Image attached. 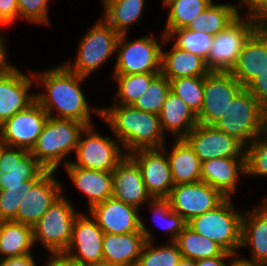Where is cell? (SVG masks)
I'll return each mask as SVG.
<instances>
[{"mask_svg": "<svg viewBox=\"0 0 267 266\" xmlns=\"http://www.w3.org/2000/svg\"><path fill=\"white\" fill-rule=\"evenodd\" d=\"M159 118L163 131L164 128L170 130L176 139H183L198 124L197 114L172 91L167 95Z\"/></svg>", "mask_w": 267, "mask_h": 266, "instance_id": "27", "label": "cell"}, {"mask_svg": "<svg viewBox=\"0 0 267 266\" xmlns=\"http://www.w3.org/2000/svg\"><path fill=\"white\" fill-rule=\"evenodd\" d=\"M261 205L263 208L258 206L248 218L242 215L241 246L252 247L253 258L247 261L267 265V205Z\"/></svg>", "mask_w": 267, "mask_h": 266, "instance_id": "25", "label": "cell"}, {"mask_svg": "<svg viewBox=\"0 0 267 266\" xmlns=\"http://www.w3.org/2000/svg\"><path fill=\"white\" fill-rule=\"evenodd\" d=\"M86 266H124V265L113 264V263L107 262L105 260H101V261H97L95 263L87 264Z\"/></svg>", "mask_w": 267, "mask_h": 266, "instance_id": "53", "label": "cell"}, {"mask_svg": "<svg viewBox=\"0 0 267 266\" xmlns=\"http://www.w3.org/2000/svg\"><path fill=\"white\" fill-rule=\"evenodd\" d=\"M31 81L13 66L0 71V125L36 101V96L28 93Z\"/></svg>", "mask_w": 267, "mask_h": 266, "instance_id": "18", "label": "cell"}, {"mask_svg": "<svg viewBox=\"0 0 267 266\" xmlns=\"http://www.w3.org/2000/svg\"><path fill=\"white\" fill-rule=\"evenodd\" d=\"M263 203H265L267 205V199L266 198L264 199V202Z\"/></svg>", "mask_w": 267, "mask_h": 266, "instance_id": "58", "label": "cell"}, {"mask_svg": "<svg viewBox=\"0 0 267 266\" xmlns=\"http://www.w3.org/2000/svg\"><path fill=\"white\" fill-rule=\"evenodd\" d=\"M47 171L29 152L13 169L0 170V190H7V186L25 185V181L31 179H40Z\"/></svg>", "mask_w": 267, "mask_h": 266, "instance_id": "34", "label": "cell"}, {"mask_svg": "<svg viewBox=\"0 0 267 266\" xmlns=\"http://www.w3.org/2000/svg\"><path fill=\"white\" fill-rule=\"evenodd\" d=\"M39 75L47 94L36 95V101L49 117L73 119L86 126L91 125L90 108L79 85L85 76L72 72L65 65ZM54 106L59 111L58 116L51 115Z\"/></svg>", "mask_w": 267, "mask_h": 266, "instance_id": "1", "label": "cell"}, {"mask_svg": "<svg viewBox=\"0 0 267 266\" xmlns=\"http://www.w3.org/2000/svg\"><path fill=\"white\" fill-rule=\"evenodd\" d=\"M263 132L264 134L265 133L267 134V119H264V122H263Z\"/></svg>", "mask_w": 267, "mask_h": 266, "instance_id": "55", "label": "cell"}, {"mask_svg": "<svg viewBox=\"0 0 267 266\" xmlns=\"http://www.w3.org/2000/svg\"><path fill=\"white\" fill-rule=\"evenodd\" d=\"M210 72L203 58L173 46L170 53H163L161 73L170 81L181 77H204Z\"/></svg>", "mask_w": 267, "mask_h": 266, "instance_id": "26", "label": "cell"}, {"mask_svg": "<svg viewBox=\"0 0 267 266\" xmlns=\"http://www.w3.org/2000/svg\"><path fill=\"white\" fill-rule=\"evenodd\" d=\"M243 86L230 72L210 71L204 76L203 105L198 124L213 125L227 114L230 102Z\"/></svg>", "mask_w": 267, "mask_h": 266, "instance_id": "10", "label": "cell"}, {"mask_svg": "<svg viewBox=\"0 0 267 266\" xmlns=\"http://www.w3.org/2000/svg\"><path fill=\"white\" fill-rule=\"evenodd\" d=\"M47 171L22 199L16 218L13 220L34 227L48 208L62 195V186L52 173Z\"/></svg>", "mask_w": 267, "mask_h": 266, "instance_id": "17", "label": "cell"}, {"mask_svg": "<svg viewBox=\"0 0 267 266\" xmlns=\"http://www.w3.org/2000/svg\"><path fill=\"white\" fill-rule=\"evenodd\" d=\"M171 91L198 114L203 105L204 77H181L170 80Z\"/></svg>", "mask_w": 267, "mask_h": 266, "instance_id": "38", "label": "cell"}, {"mask_svg": "<svg viewBox=\"0 0 267 266\" xmlns=\"http://www.w3.org/2000/svg\"><path fill=\"white\" fill-rule=\"evenodd\" d=\"M32 245L33 227L13 220L0 221V255L9 258L28 254Z\"/></svg>", "mask_w": 267, "mask_h": 266, "instance_id": "29", "label": "cell"}, {"mask_svg": "<svg viewBox=\"0 0 267 266\" xmlns=\"http://www.w3.org/2000/svg\"><path fill=\"white\" fill-rule=\"evenodd\" d=\"M65 165L75 185L88 196L89 209L112 197V172L76 167L70 162Z\"/></svg>", "mask_w": 267, "mask_h": 266, "instance_id": "24", "label": "cell"}, {"mask_svg": "<svg viewBox=\"0 0 267 266\" xmlns=\"http://www.w3.org/2000/svg\"><path fill=\"white\" fill-rule=\"evenodd\" d=\"M138 209L111 197L92 206L89 212L104 233L122 235L142 232Z\"/></svg>", "mask_w": 267, "mask_h": 266, "instance_id": "16", "label": "cell"}, {"mask_svg": "<svg viewBox=\"0 0 267 266\" xmlns=\"http://www.w3.org/2000/svg\"><path fill=\"white\" fill-rule=\"evenodd\" d=\"M170 208L186 222L220 205L226 197L205 182L175 185L167 197Z\"/></svg>", "mask_w": 267, "mask_h": 266, "instance_id": "11", "label": "cell"}, {"mask_svg": "<svg viewBox=\"0 0 267 266\" xmlns=\"http://www.w3.org/2000/svg\"><path fill=\"white\" fill-rule=\"evenodd\" d=\"M62 195L33 227V240H39L50 253H62L68 248L73 224L78 214Z\"/></svg>", "mask_w": 267, "mask_h": 266, "instance_id": "6", "label": "cell"}, {"mask_svg": "<svg viewBox=\"0 0 267 266\" xmlns=\"http://www.w3.org/2000/svg\"><path fill=\"white\" fill-rule=\"evenodd\" d=\"M161 150L164 152V148L139 149L129 154L140 167L152 198H167L174 187L168 156L164 157Z\"/></svg>", "mask_w": 267, "mask_h": 266, "instance_id": "15", "label": "cell"}, {"mask_svg": "<svg viewBox=\"0 0 267 266\" xmlns=\"http://www.w3.org/2000/svg\"><path fill=\"white\" fill-rule=\"evenodd\" d=\"M125 34L117 42V63L114 75L161 73L162 49L153 37H142L125 43ZM122 45V46H121Z\"/></svg>", "mask_w": 267, "mask_h": 266, "instance_id": "9", "label": "cell"}, {"mask_svg": "<svg viewBox=\"0 0 267 266\" xmlns=\"http://www.w3.org/2000/svg\"><path fill=\"white\" fill-rule=\"evenodd\" d=\"M241 220L242 215L234 211L231 199L226 198L214 209L191 219L187 226L235 255L241 247Z\"/></svg>", "mask_w": 267, "mask_h": 266, "instance_id": "4", "label": "cell"}, {"mask_svg": "<svg viewBox=\"0 0 267 266\" xmlns=\"http://www.w3.org/2000/svg\"><path fill=\"white\" fill-rule=\"evenodd\" d=\"M142 232L127 234L104 233L103 260L124 266H136L146 241H150L152 234L141 221Z\"/></svg>", "mask_w": 267, "mask_h": 266, "instance_id": "22", "label": "cell"}, {"mask_svg": "<svg viewBox=\"0 0 267 266\" xmlns=\"http://www.w3.org/2000/svg\"><path fill=\"white\" fill-rule=\"evenodd\" d=\"M245 5H247L251 0H242Z\"/></svg>", "mask_w": 267, "mask_h": 266, "instance_id": "57", "label": "cell"}, {"mask_svg": "<svg viewBox=\"0 0 267 266\" xmlns=\"http://www.w3.org/2000/svg\"><path fill=\"white\" fill-rule=\"evenodd\" d=\"M119 36L104 20L99 21L83 36L74 66L69 63L65 66L76 74L88 77L117 50Z\"/></svg>", "mask_w": 267, "mask_h": 266, "instance_id": "8", "label": "cell"}, {"mask_svg": "<svg viewBox=\"0 0 267 266\" xmlns=\"http://www.w3.org/2000/svg\"><path fill=\"white\" fill-rule=\"evenodd\" d=\"M103 236L104 232L96 221L79 214L74 221L71 240L65 253L85 265L101 261L103 260ZM73 247L79 250V254L70 253Z\"/></svg>", "mask_w": 267, "mask_h": 266, "instance_id": "21", "label": "cell"}, {"mask_svg": "<svg viewBox=\"0 0 267 266\" xmlns=\"http://www.w3.org/2000/svg\"><path fill=\"white\" fill-rule=\"evenodd\" d=\"M258 136L245 149L246 174L267 176V137Z\"/></svg>", "mask_w": 267, "mask_h": 266, "instance_id": "41", "label": "cell"}, {"mask_svg": "<svg viewBox=\"0 0 267 266\" xmlns=\"http://www.w3.org/2000/svg\"><path fill=\"white\" fill-rule=\"evenodd\" d=\"M48 117L40 104L35 101L0 125V143L30 152Z\"/></svg>", "mask_w": 267, "mask_h": 266, "instance_id": "13", "label": "cell"}, {"mask_svg": "<svg viewBox=\"0 0 267 266\" xmlns=\"http://www.w3.org/2000/svg\"><path fill=\"white\" fill-rule=\"evenodd\" d=\"M9 148V146L0 143V170L13 169L29 153L22 148L16 150H9Z\"/></svg>", "mask_w": 267, "mask_h": 266, "instance_id": "44", "label": "cell"}, {"mask_svg": "<svg viewBox=\"0 0 267 266\" xmlns=\"http://www.w3.org/2000/svg\"><path fill=\"white\" fill-rule=\"evenodd\" d=\"M265 107L243 87L230 102L228 112L213 126L234 136L244 145L253 141L263 132ZM247 139V140H246Z\"/></svg>", "mask_w": 267, "mask_h": 266, "instance_id": "5", "label": "cell"}, {"mask_svg": "<svg viewBox=\"0 0 267 266\" xmlns=\"http://www.w3.org/2000/svg\"><path fill=\"white\" fill-rule=\"evenodd\" d=\"M38 180L31 179L25 181V185L7 186V190H0V221H12L16 218L23 197Z\"/></svg>", "mask_w": 267, "mask_h": 266, "instance_id": "40", "label": "cell"}, {"mask_svg": "<svg viewBox=\"0 0 267 266\" xmlns=\"http://www.w3.org/2000/svg\"><path fill=\"white\" fill-rule=\"evenodd\" d=\"M233 258V256H216L208 259H199L195 261V266H227L224 259Z\"/></svg>", "mask_w": 267, "mask_h": 266, "instance_id": "50", "label": "cell"}, {"mask_svg": "<svg viewBox=\"0 0 267 266\" xmlns=\"http://www.w3.org/2000/svg\"><path fill=\"white\" fill-rule=\"evenodd\" d=\"M264 119H267V107L264 109Z\"/></svg>", "mask_w": 267, "mask_h": 266, "instance_id": "56", "label": "cell"}, {"mask_svg": "<svg viewBox=\"0 0 267 266\" xmlns=\"http://www.w3.org/2000/svg\"><path fill=\"white\" fill-rule=\"evenodd\" d=\"M168 160L174 186L201 181L202 162L184 139H176Z\"/></svg>", "mask_w": 267, "mask_h": 266, "instance_id": "28", "label": "cell"}, {"mask_svg": "<svg viewBox=\"0 0 267 266\" xmlns=\"http://www.w3.org/2000/svg\"><path fill=\"white\" fill-rule=\"evenodd\" d=\"M82 134L87 136L83 139ZM115 141L109 137H101L93 131L92 125L87 126L80 134L76 147V167L88 168L98 171L113 172L116 166L127 156L122 155Z\"/></svg>", "mask_w": 267, "mask_h": 266, "instance_id": "12", "label": "cell"}, {"mask_svg": "<svg viewBox=\"0 0 267 266\" xmlns=\"http://www.w3.org/2000/svg\"><path fill=\"white\" fill-rule=\"evenodd\" d=\"M230 266H265V264L250 262V261H247L245 259L239 258L236 260L232 259Z\"/></svg>", "mask_w": 267, "mask_h": 266, "instance_id": "52", "label": "cell"}, {"mask_svg": "<svg viewBox=\"0 0 267 266\" xmlns=\"http://www.w3.org/2000/svg\"><path fill=\"white\" fill-rule=\"evenodd\" d=\"M159 73H139L131 75H114L119 82V91L116 97L119 104L133 105L148 89L152 79Z\"/></svg>", "mask_w": 267, "mask_h": 266, "instance_id": "37", "label": "cell"}, {"mask_svg": "<svg viewBox=\"0 0 267 266\" xmlns=\"http://www.w3.org/2000/svg\"><path fill=\"white\" fill-rule=\"evenodd\" d=\"M267 69V26L260 25L246 40L230 73L245 87Z\"/></svg>", "mask_w": 267, "mask_h": 266, "instance_id": "19", "label": "cell"}, {"mask_svg": "<svg viewBox=\"0 0 267 266\" xmlns=\"http://www.w3.org/2000/svg\"><path fill=\"white\" fill-rule=\"evenodd\" d=\"M175 34L178 35V38L174 46L191 52L206 61L212 47L214 39L213 35H211L210 33H200L198 31L189 30L187 28H181L171 30L166 36H163V40L167 42L168 39L175 36Z\"/></svg>", "mask_w": 267, "mask_h": 266, "instance_id": "35", "label": "cell"}, {"mask_svg": "<svg viewBox=\"0 0 267 266\" xmlns=\"http://www.w3.org/2000/svg\"><path fill=\"white\" fill-rule=\"evenodd\" d=\"M119 138L128 155L139 149L163 148V129L159 115L140 111L132 105L95 109Z\"/></svg>", "mask_w": 267, "mask_h": 266, "instance_id": "2", "label": "cell"}, {"mask_svg": "<svg viewBox=\"0 0 267 266\" xmlns=\"http://www.w3.org/2000/svg\"><path fill=\"white\" fill-rule=\"evenodd\" d=\"M245 88L257 99L265 108L267 107V69L251 80Z\"/></svg>", "mask_w": 267, "mask_h": 266, "instance_id": "45", "label": "cell"}, {"mask_svg": "<svg viewBox=\"0 0 267 266\" xmlns=\"http://www.w3.org/2000/svg\"><path fill=\"white\" fill-rule=\"evenodd\" d=\"M170 8L164 35L171 30L186 28L192 20L200 15L212 3V0H164Z\"/></svg>", "mask_w": 267, "mask_h": 266, "instance_id": "33", "label": "cell"}, {"mask_svg": "<svg viewBox=\"0 0 267 266\" xmlns=\"http://www.w3.org/2000/svg\"><path fill=\"white\" fill-rule=\"evenodd\" d=\"M18 18L17 0H0V24L11 25Z\"/></svg>", "mask_w": 267, "mask_h": 266, "instance_id": "46", "label": "cell"}, {"mask_svg": "<svg viewBox=\"0 0 267 266\" xmlns=\"http://www.w3.org/2000/svg\"><path fill=\"white\" fill-rule=\"evenodd\" d=\"M185 259L196 261L216 256H234L225 252L214 241L194 232L186 226L174 241Z\"/></svg>", "mask_w": 267, "mask_h": 266, "instance_id": "30", "label": "cell"}, {"mask_svg": "<svg viewBox=\"0 0 267 266\" xmlns=\"http://www.w3.org/2000/svg\"><path fill=\"white\" fill-rule=\"evenodd\" d=\"M178 266H195V261H192L190 259L182 258Z\"/></svg>", "mask_w": 267, "mask_h": 266, "instance_id": "54", "label": "cell"}, {"mask_svg": "<svg viewBox=\"0 0 267 266\" xmlns=\"http://www.w3.org/2000/svg\"><path fill=\"white\" fill-rule=\"evenodd\" d=\"M87 126L77 120L48 117L30 153L48 171H55L70 151L75 150Z\"/></svg>", "mask_w": 267, "mask_h": 266, "instance_id": "3", "label": "cell"}, {"mask_svg": "<svg viewBox=\"0 0 267 266\" xmlns=\"http://www.w3.org/2000/svg\"><path fill=\"white\" fill-rule=\"evenodd\" d=\"M170 244L154 248L146 241L136 266H178L183 257L177 244L174 241Z\"/></svg>", "mask_w": 267, "mask_h": 266, "instance_id": "39", "label": "cell"}, {"mask_svg": "<svg viewBox=\"0 0 267 266\" xmlns=\"http://www.w3.org/2000/svg\"><path fill=\"white\" fill-rule=\"evenodd\" d=\"M183 139L201 162L216 158H246L245 151L242 152L245 145L213 125L197 124Z\"/></svg>", "mask_w": 267, "mask_h": 266, "instance_id": "14", "label": "cell"}, {"mask_svg": "<svg viewBox=\"0 0 267 266\" xmlns=\"http://www.w3.org/2000/svg\"><path fill=\"white\" fill-rule=\"evenodd\" d=\"M18 17L21 16L30 22L48 24V0H17Z\"/></svg>", "mask_w": 267, "mask_h": 266, "instance_id": "43", "label": "cell"}, {"mask_svg": "<svg viewBox=\"0 0 267 266\" xmlns=\"http://www.w3.org/2000/svg\"><path fill=\"white\" fill-rule=\"evenodd\" d=\"M53 256L50 261L47 262L46 266H86L79 260H76L70 257L65 252L62 253H53Z\"/></svg>", "mask_w": 267, "mask_h": 266, "instance_id": "48", "label": "cell"}, {"mask_svg": "<svg viewBox=\"0 0 267 266\" xmlns=\"http://www.w3.org/2000/svg\"><path fill=\"white\" fill-rule=\"evenodd\" d=\"M112 175L114 199L136 208L148 199H153L146 189L140 167L128 154L116 166Z\"/></svg>", "mask_w": 267, "mask_h": 266, "instance_id": "20", "label": "cell"}, {"mask_svg": "<svg viewBox=\"0 0 267 266\" xmlns=\"http://www.w3.org/2000/svg\"><path fill=\"white\" fill-rule=\"evenodd\" d=\"M238 16V10L234 5L211 3L186 28L214 36L229 26Z\"/></svg>", "mask_w": 267, "mask_h": 266, "instance_id": "31", "label": "cell"}, {"mask_svg": "<svg viewBox=\"0 0 267 266\" xmlns=\"http://www.w3.org/2000/svg\"><path fill=\"white\" fill-rule=\"evenodd\" d=\"M104 21L119 34H125L128 26L141 16L144 0H103Z\"/></svg>", "mask_w": 267, "mask_h": 266, "instance_id": "32", "label": "cell"}, {"mask_svg": "<svg viewBox=\"0 0 267 266\" xmlns=\"http://www.w3.org/2000/svg\"><path fill=\"white\" fill-rule=\"evenodd\" d=\"M246 6L249 7L253 21L267 26V0H251Z\"/></svg>", "mask_w": 267, "mask_h": 266, "instance_id": "47", "label": "cell"}, {"mask_svg": "<svg viewBox=\"0 0 267 266\" xmlns=\"http://www.w3.org/2000/svg\"><path fill=\"white\" fill-rule=\"evenodd\" d=\"M151 206L154 207L155 215L158 218H165L166 225L163 226L172 234V241H175L177 236L187 226V222L176 212L170 208V203L167 198H153L150 200ZM154 221L155 218H154Z\"/></svg>", "mask_w": 267, "mask_h": 266, "instance_id": "42", "label": "cell"}, {"mask_svg": "<svg viewBox=\"0 0 267 266\" xmlns=\"http://www.w3.org/2000/svg\"><path fill=\"white\" fill-rule=\"evenodd\" d=\"M216 158L202 162L201 181L226 198L235 191L239 173H246V158Z\"/></svg>", "mask_w": 267, "mask_h": 266, "instance_id": "23", "label": "cell"}, {"mask_svg": "<svg viewBox=\"0 0 267 266\" xmlns=\"http://www.w3.org/2000/svg\"><path fill=\"white\" fill-rule=\"evenodd\" d=\"M0 266H36L31 253L20 256L0 258Z\"/></svg>", "mask_w": 267, "mask_h": 266, "instance_id": "49", "label": "cell"}, {"mask_svg": "<svg viewBox=\"0 0 267 266\" xmlns=\"http://www.w3.org/2000/svg\"><path fill=\"white\" fill-rule=\"evenodd\" d=\"M3 36L0 35V71H4L6 69L11 68L12 66L6 64L5 58H6V50L5 46H3Z\"/></svg>", "mask_w": 267, "mask_h": 266, "instance_id": "51", "label": "cell"}, {"mask_svg": "<svg viewBox=\"0 0 267 266\" xmlns=\"http://www.w3.org/2000/svg\"><path fill=\"white\" fill-rule=\"evenodd\" d=\"M170 91V81L159 73L152 79L146 92L132 106L140 111L159 115Z\"/></svg>", "mask_w": 267, "mask_h": 266, "instance_id": "36", "label": "cell"}, {"mask_svg": "<svg viewBox=\"0 0 267 266\" xmlns=\"http://www.w3.org/2000/svg\"><path fill=\"white\" fill-rule=\"evenodd\" d=\"M241 20L239 15L229 26L214 35L212 47L205 61L210 71L230 72L244 43L260 26L251 18Z\"/></svg>", "mask_w": 267, "mask_h": 266, "instance_id": "7", "label": "cell"}]
</instances>
